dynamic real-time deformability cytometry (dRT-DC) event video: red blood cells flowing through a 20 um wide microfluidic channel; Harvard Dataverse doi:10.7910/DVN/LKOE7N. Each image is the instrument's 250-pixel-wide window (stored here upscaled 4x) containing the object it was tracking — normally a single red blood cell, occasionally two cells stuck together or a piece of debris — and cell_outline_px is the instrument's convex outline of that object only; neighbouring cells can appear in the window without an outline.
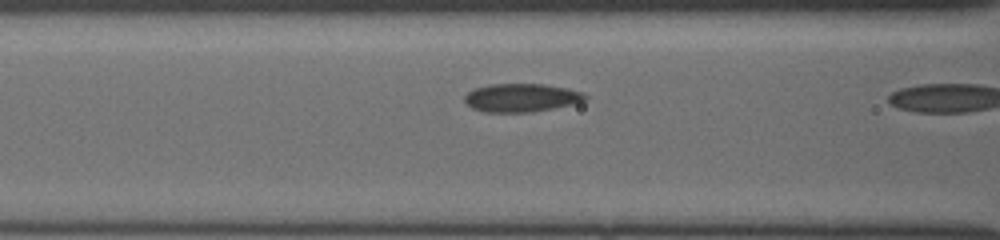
{"species": "common noctule bat (a hibernating species)", "species_latin": "Nyctalus noctula", "temperature_condition": "cold", "stored_images_in_passage": 7, "camera_frame_rate_fps": 3000, "um_per_image_px": 0.085, "animal": {"sex": "female", "body_mass_g": 19.5, "forearm_length_mm": 54.1}, "frame": {"image": 1, "passage_image": 6, "time_ms": 1.667, "image_size_px": [1000, 240], "cell_outline_px": [[588, 100], [572, 104], [532, 112], [484, 112], [472, 108], [464, 100], [464, 96], [468, 92], [476, 88], [488, 84], [544, 84], [568, 88], [584, 92], [588, 96]], "centroid_in_image_um": [44.35, 8.3], "position_along_channel_um": 122.3, "area_um2": 20.0}}